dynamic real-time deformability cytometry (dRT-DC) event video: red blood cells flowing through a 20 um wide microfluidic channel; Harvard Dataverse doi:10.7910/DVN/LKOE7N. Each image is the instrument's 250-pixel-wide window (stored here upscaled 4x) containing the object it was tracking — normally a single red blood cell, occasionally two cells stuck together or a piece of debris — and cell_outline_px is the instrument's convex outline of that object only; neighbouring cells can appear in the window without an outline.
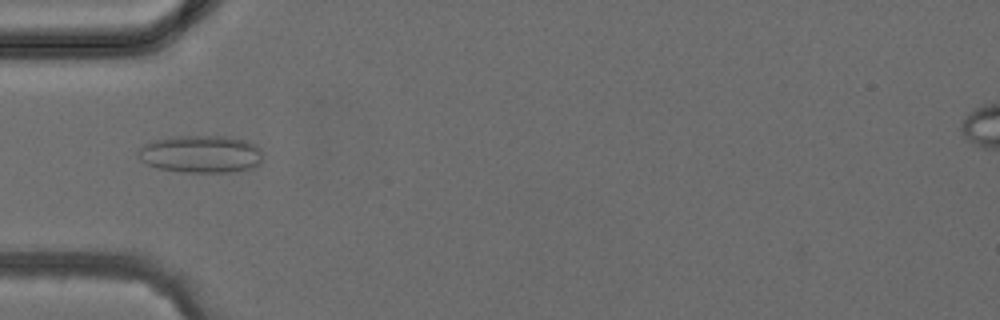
{"species": "common noctule bat (a hibernating species)", "species_latin": "Nyctalus noctula", "temperature_condition": "cold", "stored_images_in_passage": 2, "camera_frame_rate_fps": 3000, "um_per_image_px": 0.085, "animal": {"sex": "female", "body_mass_g": 24.6, "forearm_length_mm": 56.2}, "frame": {"image": 1, "passage_image": 2, "time_ms": 1.0, "image_size_px": [1000, 320], "cell_outline_px": [[264, 152], [260, 164], [252, 168], [228, 172], [184, 172], [156, 168], [140, 160], [136, 156], [136, 152], [144, 144], [152, 140], [176, 136], [228, 136], [244, 140], [260, 148]], "centroid_in_image_um": [17.06, 13.09], "position_along_channel_um": 67.9, "area_um2": 27.51}}